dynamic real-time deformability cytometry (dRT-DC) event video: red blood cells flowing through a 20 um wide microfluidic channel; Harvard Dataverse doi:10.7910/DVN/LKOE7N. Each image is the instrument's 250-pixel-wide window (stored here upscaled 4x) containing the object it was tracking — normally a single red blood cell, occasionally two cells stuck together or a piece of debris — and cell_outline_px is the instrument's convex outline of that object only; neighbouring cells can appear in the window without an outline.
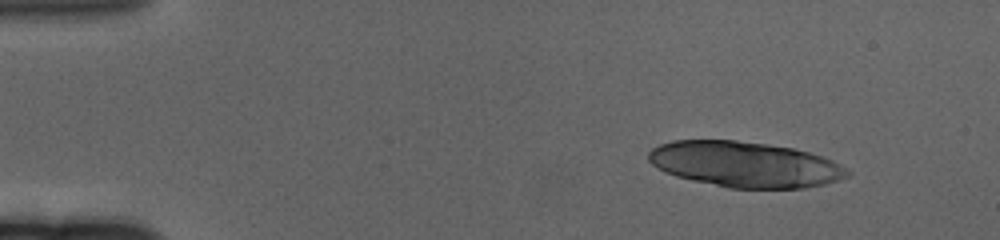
{"species": "human", "species_latin": "Homo sapiens", "temperature_condition": "cold", "stored_images_in_passage": 55, "camera_frame_rate_fps": 3000, "um_per_image_px": 0.085, "donor": {"sex": "female"}, "frame": {"image": 1, "passage_image": 1, "time_ms": 0.0, "image_size_px": [1000, 240], "cell_outline_px": [[852, 172], [848, 176], [824, 184], [804, 188], [728, 188], [676, 176], [664, 172], [652, 164], [648, 160], [648, 152], [652, 148], [660, 144], [672, 140], [736, 140], [768, 144], [792, 148], [808, 152], [832, 160], [848, 168]], "centroid_in_image_um": [63.31, 13.97], "position_along_channel_um": 21.7, "area_um2": 52.83}}
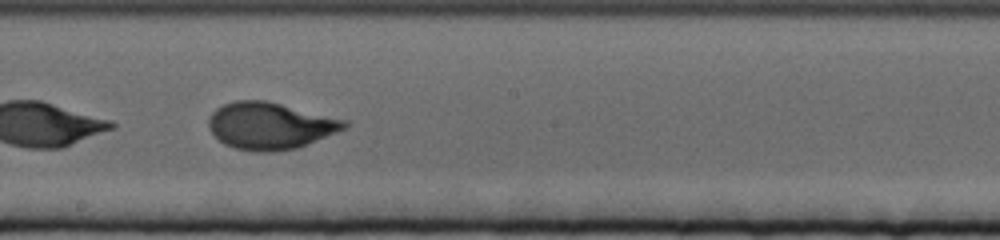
{"frame": {"image": 2, "passage_image": 29, "time_ms": 9.333, "image_size_px": [1000, 240], "cell_outline_px": [[348, 128], [296, 148], [272, 152], [252, 152], [236, 148], [224, 144], [208, 128], [208, 120], [212, 112], [216, 108], [224, 104], [236, 100], [264, 100], [348, 120]], "centroid_in_image_um": [22.96, 10.69], "position_along_channel_um": 225.2, "area_um2": 37.05}}
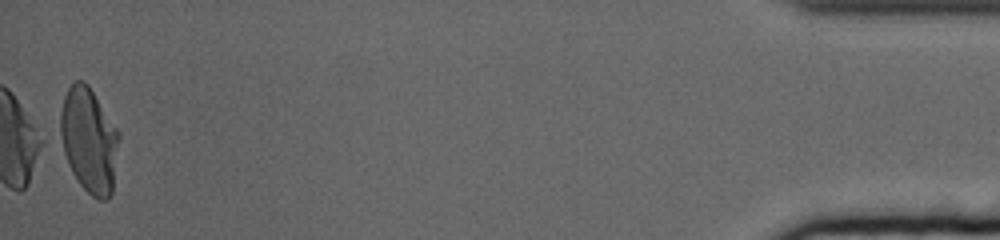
{"frame": {"image": 3, "passage_image": 55, "time_ms": 18.0, "image_size_px": [1000, 240], "cell_outline_px": [[120, 136], [112, 192], [108, 200], [100, 200], [92, 196], [80, 184], [72, 172], [68, 164], [64, 152], [60, 132], [60, 112], [64, 96], [68, 88], [76, 80], [84, 80], [88, 84], [120, 132]], "centroid_in_image_um": [7.58, 11.91], "position_along_channel_um": 427.6, "area_um2": 35.95}, "authors_computed_cell_mechanics": {"area_um2": 35.8938, "velocity_mm_per_s": 3.3016, "shape_relaxation_time_tau1_ms": 4.489, "shape_relaxation_time_tau2_ms": null, "deformation_change_tau1": 0.2037, "deformation_change_tau2": null}}